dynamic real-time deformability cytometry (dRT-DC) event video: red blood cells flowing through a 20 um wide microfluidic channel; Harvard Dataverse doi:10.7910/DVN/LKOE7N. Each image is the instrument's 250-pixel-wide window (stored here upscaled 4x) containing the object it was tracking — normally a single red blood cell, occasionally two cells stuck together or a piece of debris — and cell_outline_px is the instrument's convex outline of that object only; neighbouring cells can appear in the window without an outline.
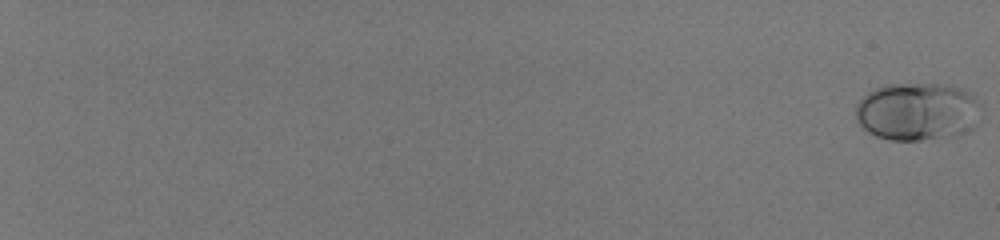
{"species": "human", "species_latin": "Homo sapiens", "temperature_condition": "room temperature", "stored_images_in_passage": 58, "camera_frame_rate_fps": 3000, "um_per_image_px": 0.085, "donor": {"sex": "male"}, "frame": {"image": 1, "passage_image": 1, "time_ms": 0.0, "image_size_px": [1000, 240], "cell_outline_px": [[980, 104], [972, 128], [960, 132], [920, 140], [888, 140], [876, 136], [868, 132], [856, 120], [856, 104], [868, 92], [876, 88], [888, 84], [940, 84], [960, 88], [976, 96]], "centroid_in_image_um": [77.91, 9.46], "position_along_channel_um": 7.1, "area_um2": 41.62}}
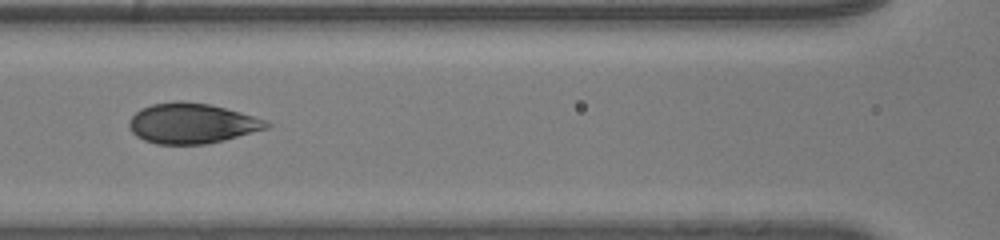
{"frame": {"image": 2, "passage_image": 34, "time_ms": 11.0, "image_size_px": [1000, 240], "cell_outline_px": [[272, 124], [268, 128], [224, 140], [204, 144], [156, 144], [144, 140], [136, 136], [128, 128], [128, 120], [140, 108], [152, 104], [176, 100], [180, 100], [208, 104], [240, 112], [268, 120]], "centroid_in_image_um": [16.28, 10.48], "position_along_channel_um": 150.3, "area_um2": 32.37}}
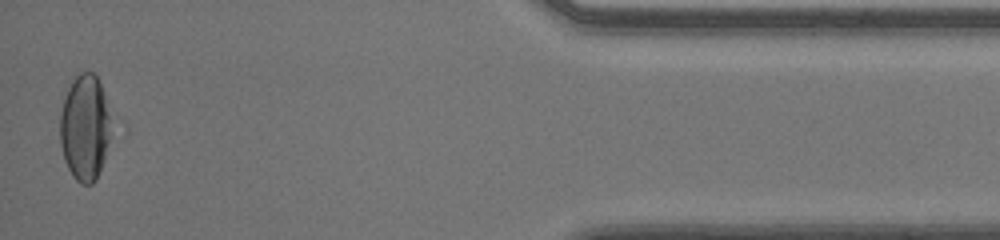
{"frame": {"image": 3, "passage_image": 58, "time_ms": 19.0, "image_size_px": [1000, 240], "cell_outline_px": [[112, 120], [104, 160], [96, 180], [92, 184], [80, 184], [72, 176], [64, 160], [60, 144], [60, 112], [68, 88], [72, 80], [80, 72], [92, 72], [96, 76], [100, 84]], "centroid_in_image_um": [7.2, 10.87], "position_along_channel_um": 428.0, "area_um2": 31.5}, "authors_computed_cell_mechanics": {"area_um2": 33.7552, "velocity_mm_per_s": 4.0718, "shape_relaxation_time_tau1_ms": 4.178, "shape_relaxation_time_tau2_ms": null, "deformation_change_tau1": 0.1807, "deformation_change_tau2": null}}